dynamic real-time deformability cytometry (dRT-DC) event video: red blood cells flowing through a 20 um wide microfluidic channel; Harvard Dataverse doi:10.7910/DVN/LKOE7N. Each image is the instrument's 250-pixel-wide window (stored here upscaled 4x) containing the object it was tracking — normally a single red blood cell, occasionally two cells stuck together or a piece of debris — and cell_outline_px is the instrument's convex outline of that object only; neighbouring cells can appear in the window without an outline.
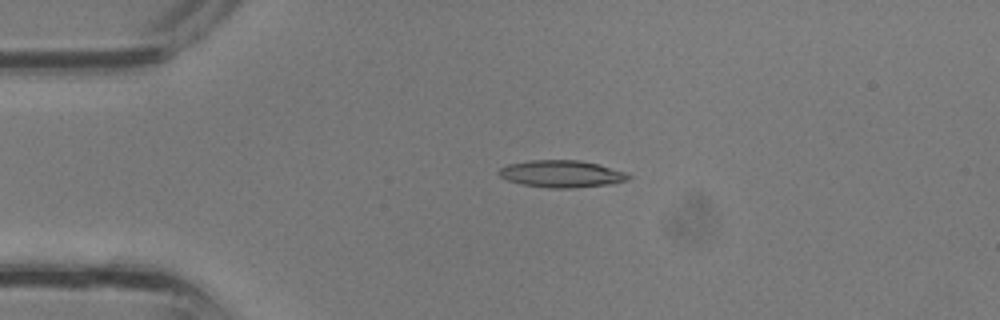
{"species": "common noctule bat (a hibernating species)", "species_latin": "Nyctalus noctula", "temperature_condition": "room temperature", "stored_images_in_passage": 34, "camera_frame_rate_fps": 3000, "um_per_image_px": 0.085, "animal": {"sex": "male", "body_mass_g": 13.3}, "frame": {"image": 1, "passage_image": 8, "time_ms": 2.333, "image_size_px": [1000, 320], "cell_outline_px": [[632, 176], [628, 180], [612, 184], [572, 188], [548, 188], [520, 184], [508, 180], [500, 176], [496, 172], [500, 168], [508, 164], [528, 160], [580, 160], [628, 172]], "centroid_in_image_um": [47.74, 14.78], "position_along_channel_um": 37.3, "area_um2": 20.63}}
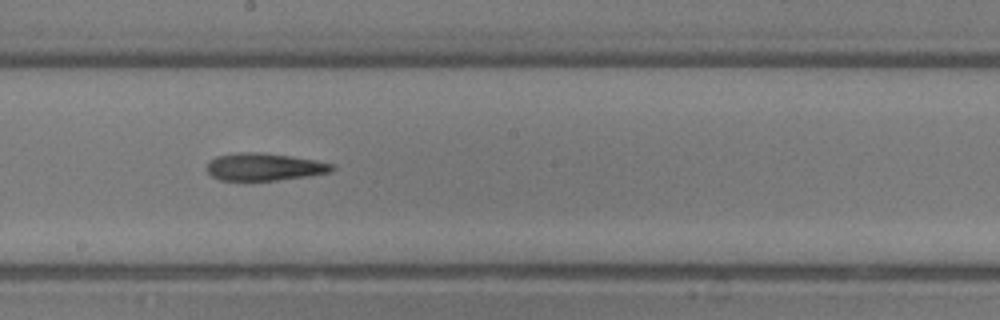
{"frame": {"image": 2, "passage_image": 19, "time_ms": 6.0, "image_size_px": [1000, 320], "cell_outline_px": [[336, 168], [332, 172], [308, 176], [276, 180], [220, 180], [212, 176], [208, 172], [208, 164], [216, 156], [236, 152], [264, 152], [292, 156], [316, 160], [336, 164]], "centroid_in_image_um": [22.53, 14.17], "position_along_channel_um": 225.7, "area_um2": 20.17}}
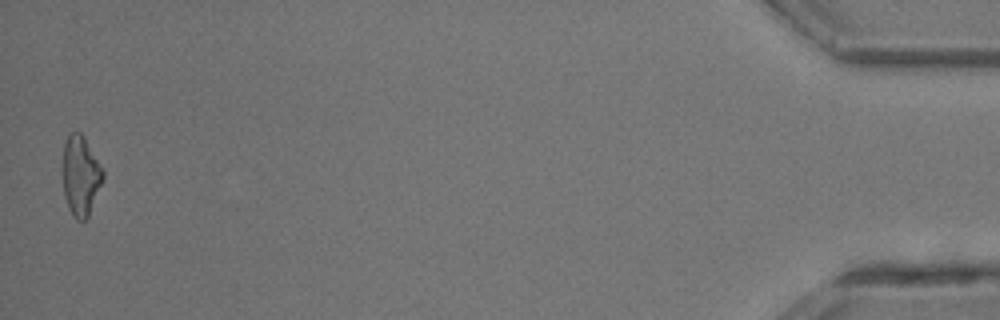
{"frame": {"image": 3, "passage_image": 34, "time_ms": 11.0, "image_size_px": [1000, 320], "cell_outline_px": [[104, 176], [88, 216], [84, 220], [76, 220], [68, 208], [64, 196], [64, 144], [68, 132], [80, 132], [84, 136], [104, 172]], "centroid_in_image_um": [6.85, 14.92], "position_along_channel_um": 428.4, "area_um2": 18.32}}